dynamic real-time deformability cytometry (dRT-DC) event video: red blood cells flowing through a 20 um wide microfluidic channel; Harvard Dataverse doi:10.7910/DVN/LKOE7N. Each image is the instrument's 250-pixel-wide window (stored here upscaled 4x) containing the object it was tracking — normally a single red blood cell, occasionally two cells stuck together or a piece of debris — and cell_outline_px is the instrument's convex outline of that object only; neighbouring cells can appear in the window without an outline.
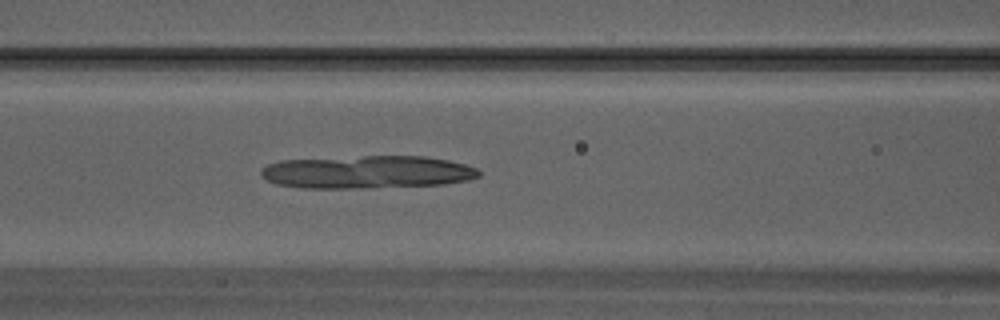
{"species": "Egyptian fruit bat (a non-hibernating species)", "species_latin": "Rousettus aegyptiacus", "temperature_condition": "warm", "stored_images_in_passage": 12, "camera_frame_rate_fps": 3000, "um_per_image_px": 0.085, "animal": {"sex": "male"}, "frame": {"image": 1, "passage_image": 10, "time_ms": 3.0, "image_size_px": [1000, 320], "cell_outline_px": [[480, 176], [468, 180], [444, 184], [372, 188], [304, 188], [276, 184], [260, 176], [260, 168], [268, 164], [280, 160], [364, 156], [428, 156], [448, 160], [464, 164], [476, 168], [480, 172]], "centroid_in_image_um": [31.19, 14.62], "position_along_channel_um": 135.4, "area_um2": 42.02}}